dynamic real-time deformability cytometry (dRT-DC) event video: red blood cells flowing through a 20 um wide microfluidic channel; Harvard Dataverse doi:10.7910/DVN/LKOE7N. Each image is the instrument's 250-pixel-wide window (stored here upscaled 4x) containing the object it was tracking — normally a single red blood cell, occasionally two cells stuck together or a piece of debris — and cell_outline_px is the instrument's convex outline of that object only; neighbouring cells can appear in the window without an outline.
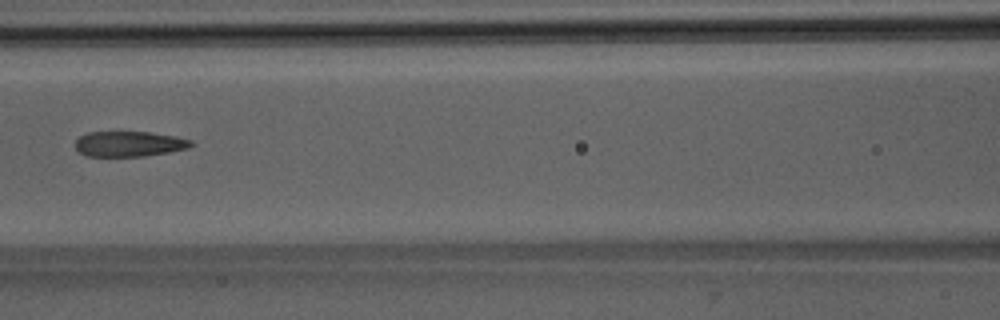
{"species": "Egyptian fruit bat (a non-hibernating species)", "species_latin": "Rousettus aegyptiacus", "temperature_condition": "room temperature", "stored_images_in_passage": 7, "camera_frame_rate_fps": 3000, "um_per_image_px": 0.085, "animal": {"sex": "male"}, "frame": {"image": 1, "passage_image": 6, "time_ms": 5.667, "image_size_px": [1000, 320], "cell_outline_px": [[196, 144], [188, 148], [168, 152], [144, 156], [84, 156], [76, 148], [76, 140], [80, 136], [88, 132], [152, 132], [176, 136], [192, 140]], "centroid_in_image_um": [11.01, 12.23], "position_along_channel_um": 155.6, "area_um2": 17.17}}